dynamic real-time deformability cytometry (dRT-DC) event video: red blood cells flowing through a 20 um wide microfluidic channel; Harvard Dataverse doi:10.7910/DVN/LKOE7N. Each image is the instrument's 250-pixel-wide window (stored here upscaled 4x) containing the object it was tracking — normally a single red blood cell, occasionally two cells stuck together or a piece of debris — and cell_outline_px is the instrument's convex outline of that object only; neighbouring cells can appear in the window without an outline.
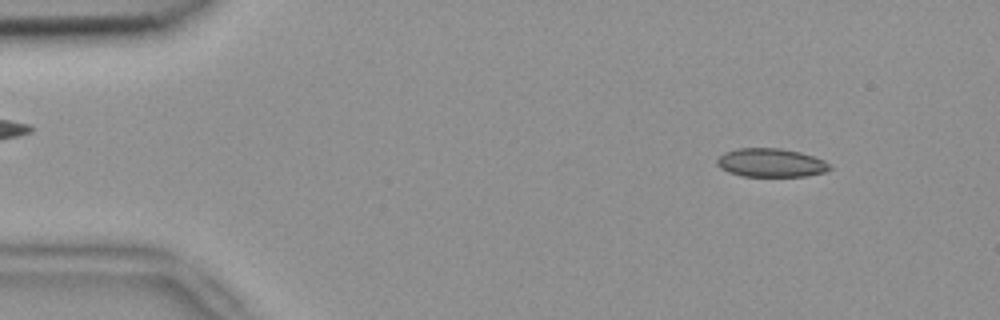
{"species": "common noctule bat (a hibernating species)", "species_latin": "Nyctalus noctula", "temperature_condition": "room temperature", "stored_images_in_passage": 6, "camera_frame_rate_fps": 3000, "um_per_image_px": 0.085, "animal": {"sex": "female", "body_mass_g": 18.4}, "frame": {"image": 1, "passage_image": 2, "time_ms": 0.333, "image_size_px": [1000, 320], "cell_outline_px": [[832, 168], [824, 172], [804, 176], [740, 176], [728, 172], [720, 168], [716, 164], [716, 160], [724, 152], [736, 148], [780, 148], [800, 152], [824, 160], [832, 164]], "centroid_in_image_um": [65.51, 13.83], "position_along_channel_um": 19.5, "area_um2": 18.9}}
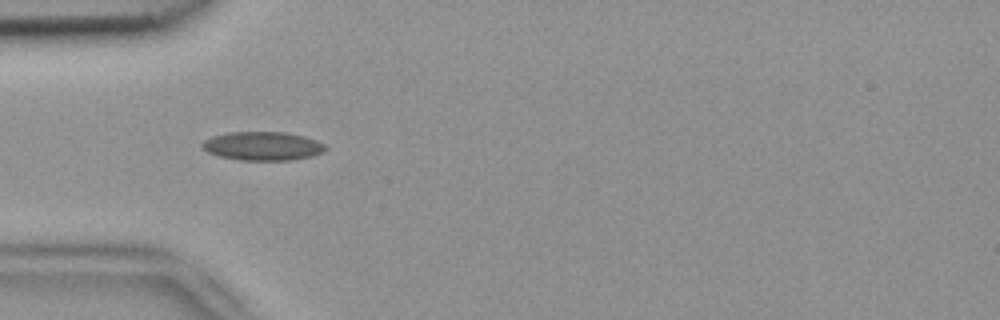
{"frame": {"image": 2, "passage_image": 5, "time_ms": 1.333, "image_size_px": [1000, 320], "cell_outline_px": [[328, 148], [324, 152], [312, 156], [292, 160], [240, 160], [220, 156], [208, 152], [200, 144], [204, 140], [212, 136], [228, 132], [284, 132], [304, 136], [316, 140], [324, 144]], "centroid_in_image_um": [22.35, 12.41], "position_along_channel_um": 62.7, "area_um2": 20.63}}